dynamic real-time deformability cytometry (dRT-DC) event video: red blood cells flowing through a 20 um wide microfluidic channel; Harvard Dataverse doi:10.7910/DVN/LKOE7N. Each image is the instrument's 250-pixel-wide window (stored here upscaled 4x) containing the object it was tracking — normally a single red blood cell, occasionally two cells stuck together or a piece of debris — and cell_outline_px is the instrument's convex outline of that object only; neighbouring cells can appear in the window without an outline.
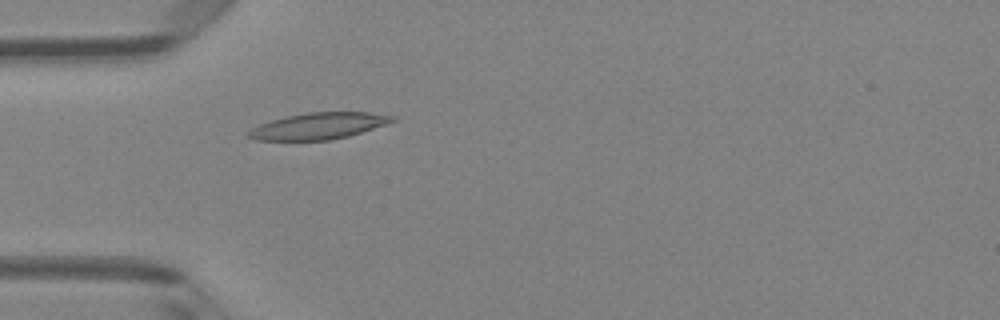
{"species": "Egyptian fruit bat (a non-hibernating species)", "species_latin": "Rousettus aegyptiacus", "temperature_condition": "room temperature", "stored_images_in_passage": 1, "camera_frame_rate_fps": 3000, "um_per_image_px": 0.085, "animal": {"sex": "female"}, "frame": {"image": 1, "passage_image": 1, "time_ms": 0.0, "image_size_px": [1000, 320], "cell_outline_px": [[396, 120], [388, 124], [348, 136], [328, 140], [256, 140], [248, 136], [248, 132], [252, 128], [260, 124], [272, 120], [288, 116], [308, 112], [372, 112], [396, 116]], "centroid_in_image_um": [27.14, 10.7], "position_along_channel_um": 57.9, "area_um2": 22.08}}